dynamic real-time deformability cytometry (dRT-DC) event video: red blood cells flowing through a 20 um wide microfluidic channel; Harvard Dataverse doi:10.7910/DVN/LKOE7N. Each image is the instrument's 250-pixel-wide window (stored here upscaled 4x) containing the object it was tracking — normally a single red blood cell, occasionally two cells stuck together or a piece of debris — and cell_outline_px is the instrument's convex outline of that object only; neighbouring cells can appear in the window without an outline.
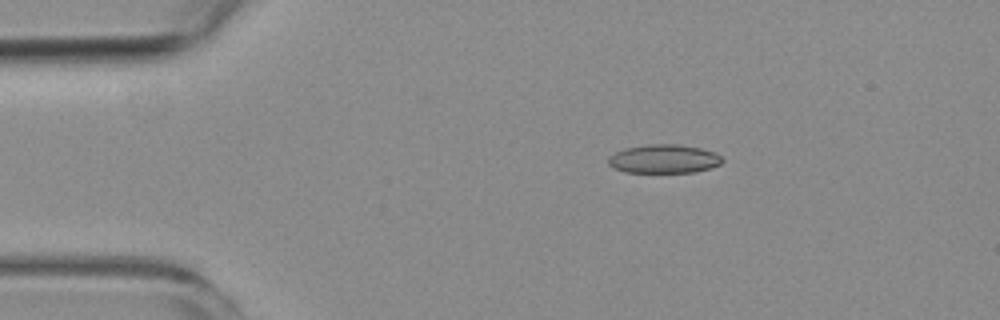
{"species": "common noctule bat (a hibernating species)", "species_latin": "Nyctalus noctula", "temperature_condition": "room temperature", "stored_images_in_passage": 3, "segment_of_instrument_passage": [1, 2], "camera_frame_rate_fps": 3000, "um_per_image_px": 0.085, "animal": {"sex": "female", "body_mass_g": 19.3, "forearm_length_mm": 54.1}, "frame": {"image": 1, "passage_image": 1, "time_ms": 0.0, "image_size_px": [1000, 320], "cell_outline_px": [[724, 160], [720, 164], [708, 168], [692, 172], [624, 172], [608, 164], [608, 156], [624, 148], [648, 144], [676, 144], [700, 148], [716, 152]], "centroid_in_image_um": [56.42, 13.49], "position_along_channel_um": 28.6, "area_um2": 18.96}}